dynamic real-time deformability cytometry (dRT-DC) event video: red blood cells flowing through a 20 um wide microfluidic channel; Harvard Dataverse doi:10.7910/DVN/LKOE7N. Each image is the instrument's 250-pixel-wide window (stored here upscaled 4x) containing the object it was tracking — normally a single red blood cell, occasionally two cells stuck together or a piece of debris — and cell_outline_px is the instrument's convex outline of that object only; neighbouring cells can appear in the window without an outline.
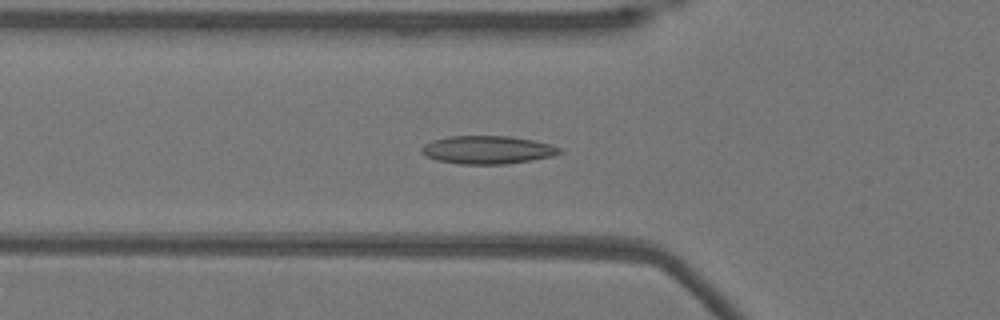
{"species": "Egyptian fruit bat (a non-hibernating species)", "species_latin": "Rousettus aegyptiacus", "temperature_condition": "warm", "stored_images_in_passage": 48, "camera_frame_rate_fps": 3000, "um_per_image_px": 0.085, "animal": {"sex": "female"}, "frame": {"image": 1, "passage_image": 18, "time_ms": 5.667, "image_size_px": [1000, 320], "cell_outline_px": [[564, 152], [552, 156], [532, 160], [504, 164], [460, 164], [436, 160], [420, 152], [420, 148], [424, 144], [432, 140], [448, 136], [512, 136], [532, 140], [548, 144], [560, 148]], "centroid_in_image_um": [41.41, 12.73], "position_along_channel_um": 84.4, "area_um2": 22.6}}
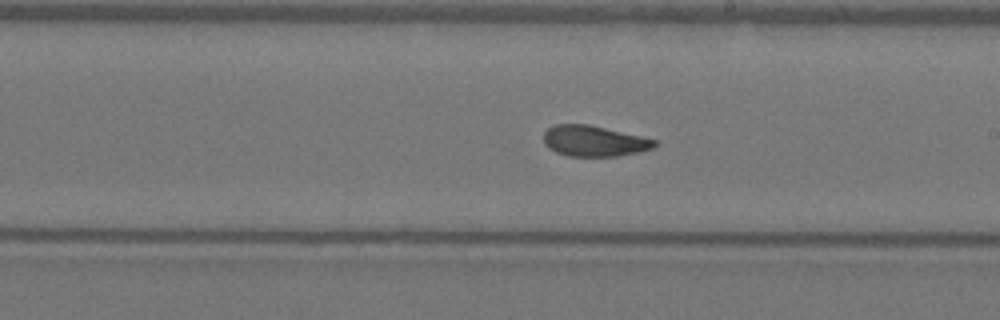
{"frame": {"image": 2, "passage_image": 30, "time_ms": 9.667, "image_size_px": [1000, 320], "cell_outline_px": [[656, 144], [652, 148], [636, 152], [616, 156], [568, 156], [556, 152], [548, 148], [544, 144], [544, 132], [548, 128], [556, 124], [588, 124], [640, 136], [656, 140]], "centroid_in_image_um": [50.44, 11.98], "position_along_channel_um": 238.6, "area_um2": 19.65}}
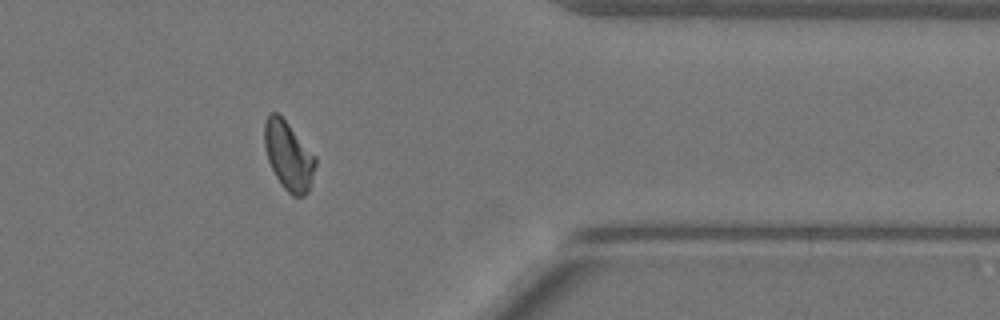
{"frame": {"image": 3, "passage_image": 43, "time_ms": 14.0, "image_size_px": [1000, 320], "cell_outline_px": [[316, 164], [308, 192], [304, 196], [292, 196], [280, 184], [268, 160], [264, 144], [264, 124], [268, 116], [272, 112], [276, 112], [288, 124], [316, 156]], "centroid_in_image_um": [24.53, 13.26], "position_along_channel_um": 386.9, "area_um2": 20.11}}